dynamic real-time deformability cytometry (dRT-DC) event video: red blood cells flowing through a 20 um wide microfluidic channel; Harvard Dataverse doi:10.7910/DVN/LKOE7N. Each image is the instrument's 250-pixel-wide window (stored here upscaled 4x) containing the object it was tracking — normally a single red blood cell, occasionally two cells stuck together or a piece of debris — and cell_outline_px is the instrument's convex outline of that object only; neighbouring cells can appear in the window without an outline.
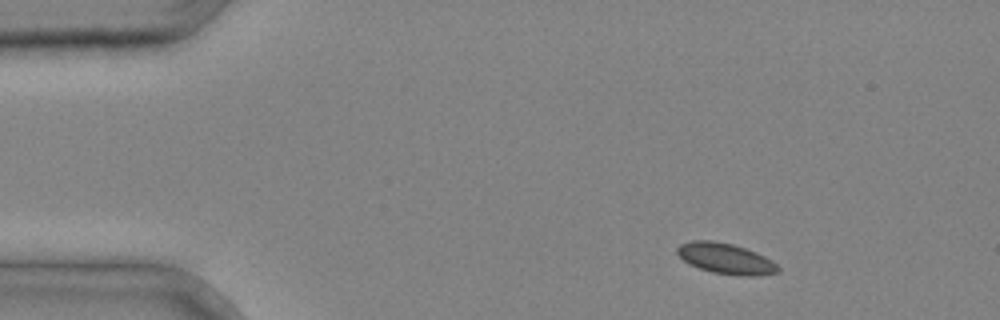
{"species": "common noctule bat (a hibernating species)", "species_latin": "Nyctalus noctula", "temperature_condition": "cold", "stored_images_in_passage": 2, "camera_frame_rate_fps": 3000, "um_per_image_px": 0.085, "animal": {"sex": "male", "body_mass_g": 20.4}, "frame": {"image": 1, "passage_image": 1, "time_ms": 0.0, "image_size_px": [1000, 320], "cell_outline_px": [[780, 272], [756, 276], [740, 276], [712, 272], [688, 264], [676, 252], [676, 248], [680, 244], [692, 240], [712, 240], [732, 244], [756, 252], [772, 260], [780, 268]], "centroid_in_image_um": [61.69, 21.98], "position_along_channel_um": 23.3, "area_um2": 18.09}}
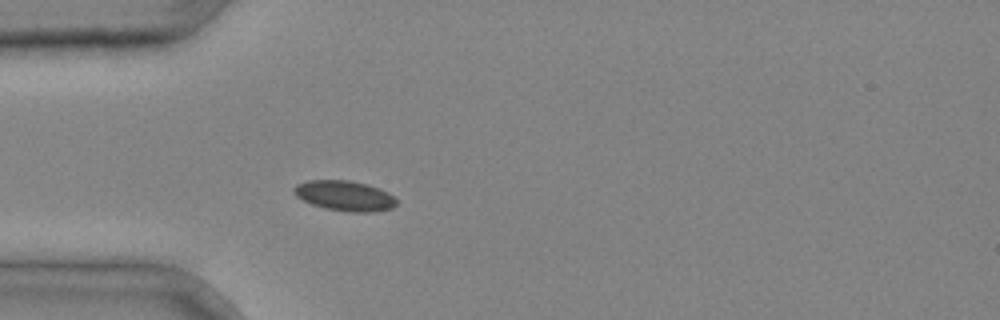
{"frame": {"image": 2, "passage_image": 2, "time_ms": 0.333, "image_size_px": [1000, 320], "cell_outline_px": [[396, 204], [392, 208], [372, 212], [348, 212], [324, 208], [312, 204], [296, 196], [292, 192], [292, 188], [296, 184], [308, 180], [348, 180], [380, 188], [388, 192], [396, 200]], "centroid_in_image_um": [29.26, 16.64], "position_along_channel_um": 55.7, "area_um2": 18.03}}